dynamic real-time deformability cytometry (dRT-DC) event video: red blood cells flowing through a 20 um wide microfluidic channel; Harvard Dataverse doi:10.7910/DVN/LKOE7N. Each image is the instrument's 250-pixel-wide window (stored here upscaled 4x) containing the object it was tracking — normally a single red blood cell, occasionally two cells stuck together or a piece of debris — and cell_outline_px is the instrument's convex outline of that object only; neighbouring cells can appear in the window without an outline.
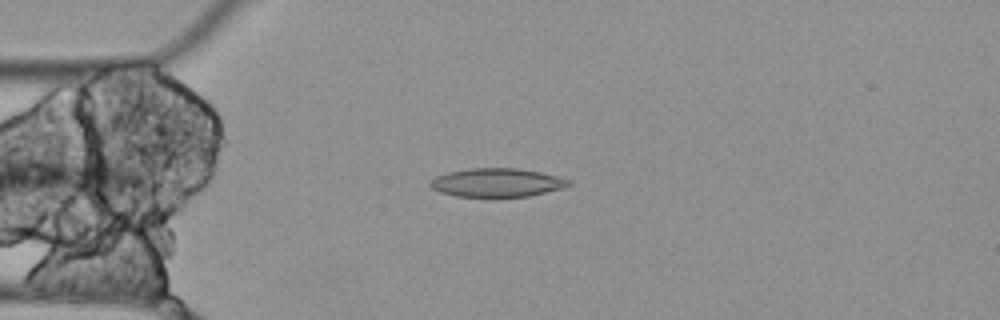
{"species": "Egyptian fruit bat (a non-hibernating species)", "species_latin": "Rousettus aegyptiacus", "temperature_condition": "cold", "stored_images_in_passage": 12, "camera_frame_rate_fps": 3000, "um_per_image_px": 0.085, "animal": {"sex": "female"}, "frame": {"image": 1, "passage_image": 3, "time_ms": 0.667, "image_size_px": [1000, 320], "cell_outline_px": [[572, 184], [564, 188], [528, 196], [456, 196], [440, 192], [432, 188], [428, 184], [436, 176], [448, 172], [468, 168], [516, 168], [540, 172], [572, 180]], "centroid_in_image_um": [42.25, 15.51], "position_along_channel_um": 42.7, "area_um2": 22.95}}
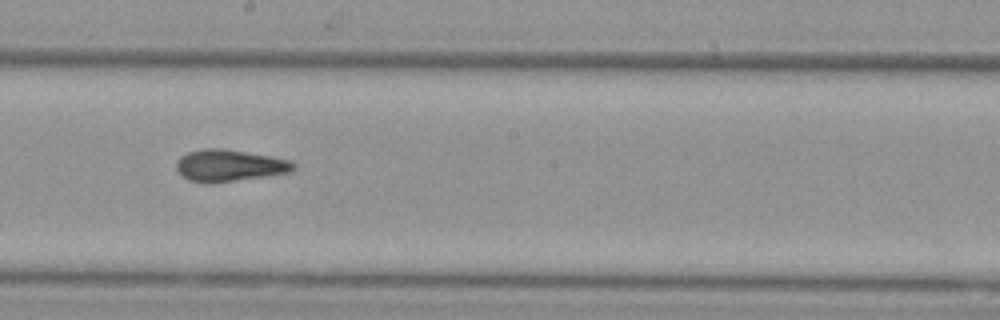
{"frame": {"image": 2, "passage_image": 8, "time_ms": 2.333, "image_size_px": [1000, 320], "cell_outline_px": [[296, 168], [288, 172], [264, 176], [232, 180], [188, 180], [176, 168], [176, 160], [180, 156], [188, 152], [204, 148], [220, 148], [272, 156], [288, 160], [296, 164]], "centroid_in_image_um": [19.51, 14.01], "position_along_channel_um": 228.7, "area_um2": 20.81}}
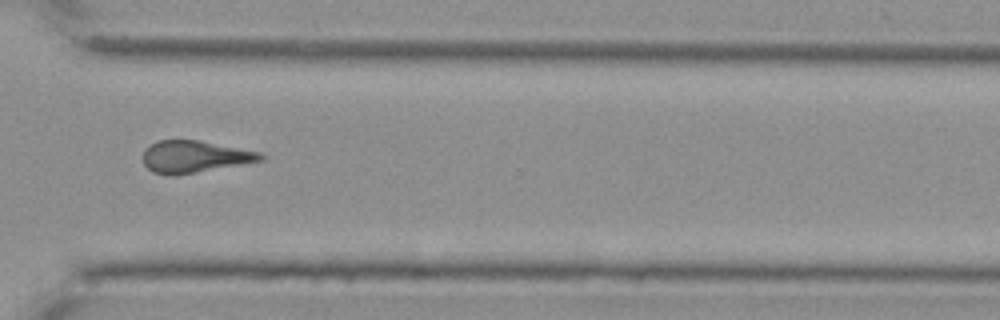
{"frame": {"image": 3, "passage_image": 11, "time_ms": 3.333, "image_size_px": [1000, 320], "cell_outline_px": [[264, 160], [196, 172], [172, 176], [168, 176], [152, 172], [144, 164], [144, 148], [160, 140], [200, 140], [260, 152], [264, 156]], "centroid_in_image_um": [16.52, 13.32], "position_along_channel_um": 354.1, "area_um2": 21.79}}